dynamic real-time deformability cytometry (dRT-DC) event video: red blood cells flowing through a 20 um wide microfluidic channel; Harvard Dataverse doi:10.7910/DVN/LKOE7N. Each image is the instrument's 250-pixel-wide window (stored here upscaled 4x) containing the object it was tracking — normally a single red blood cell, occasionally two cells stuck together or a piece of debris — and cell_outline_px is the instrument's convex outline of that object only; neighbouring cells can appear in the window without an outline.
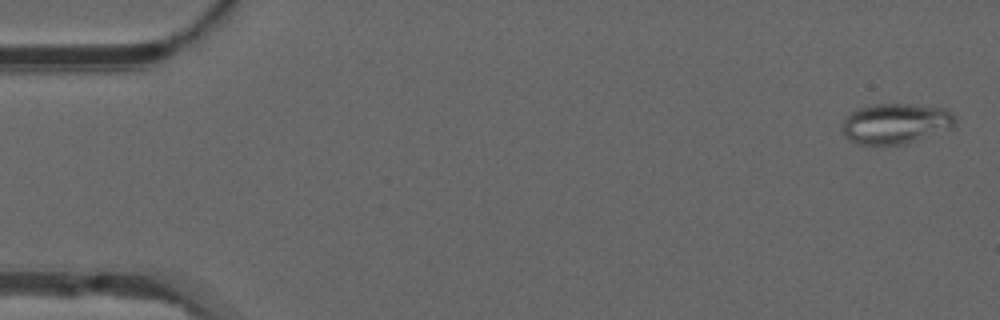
{"species": "common noctule bat (a hibernating species)", "species_latin": "Nyctalus noctula", "temperature_condition": "warm", "stored_images_in_passage": 53, "camera_frame_rate_fps": 3000, "um_per_image_px": 0.085, "animal": {"sex": "male", "forearm_length_mm": 52.5}, "frame": {"image": 1, "passage_image": 2, "time_ms": 0.333, "image_size_px": [1000, 320], "cell_outline_px": [[956, 128], [904, 144], [884, 148], [856, 144], [848, 140], [844, 136], [840, 128], [844, 116], [856, 108], [872, 104], [908, 104], [944, 108], [952, 112], [956, 116]], "centroid_in_image_um": [76.09, 10.54], "position_along_channel_um": 8.9, "area_um2": 27.98}}
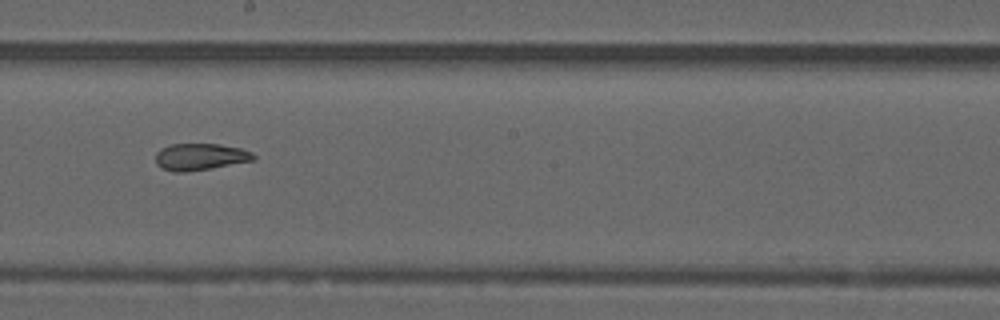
{"frame": {"image": 2, "passage_image": 30, "time_ms": 9.667, "image_size_px": [1000, 320], "cell_outline_px": [[256, 160], [184, 172], [172, 172], [160, 168], [156, 164], [156, 152], [160, 148], [172, 144], [220, 144], [240, 148], [252, 152], [256, 156]], "centroid_in_image_um": [16.99, 13.32], "position_along_channel_um": 231.2, "area_um2": 15.32}}
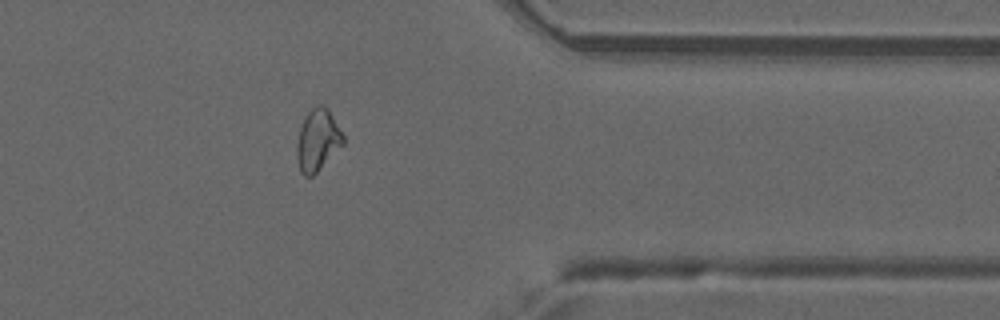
{"frame": {"image": 3, "passage_image": 43, "time_ms": 14.0, "image_size_px": [1000, 320], "cell_outline_px": [[344, 144], [312, 176], [304, 176], [300, 172], [296, 156], [296, 144], [300, 128], [308, 112], [316, 104], [320, 104], [328, 108], [344, 136]], "centroid_in_image_um": [26.99, 11.91], "position_along_channel_um": 384.4, "area_um2": 16.59}, "authors_computed_cell_mechanics": {"area_um2": 17.2822, "velocity_mm_per_s": 3.8685, "shape_relaxation_time_tau1_ms": null, "shape_relaxation_time_tau2_ms": 2.8811, "deformation_change_tau1": null, "deformation_change_tau2": 0.0983}}